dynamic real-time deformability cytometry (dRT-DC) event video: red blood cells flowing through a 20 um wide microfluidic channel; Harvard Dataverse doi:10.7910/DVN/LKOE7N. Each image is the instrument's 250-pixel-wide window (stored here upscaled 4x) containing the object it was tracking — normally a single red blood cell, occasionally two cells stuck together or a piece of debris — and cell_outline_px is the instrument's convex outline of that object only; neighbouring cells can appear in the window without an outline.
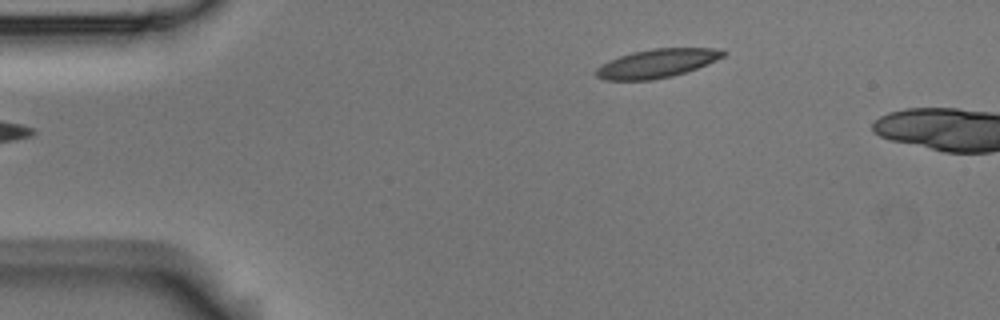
{"species": "Egyptian fruit bat (a non-hibernating species)", "species_latin": "Rousettus aegyptiacus", "temperature_condition": "room temperature", "stored_images_in_passage": 2, "camera_frame_rate_fps": 3000, "um_per_image_px": 0.085, "animal": {"sex": "male"}, "frame": {"image": 1, "passage_image": 2, "time_ms": 0.333, "image_size_px": [1000, 320], "cell_outline_px": [[728, 52], [724, 56], [716, 60], [696, 68], [672, 76], [652, 80], [604, 80], [596, 76], [596, 68], [608, 60], [632, 52], [652, 48], [716, 48]], "centroid_in_image_um": [55.82, 5.38], "position_along_channel_um": 29.2, "area_um2": 21.15}}